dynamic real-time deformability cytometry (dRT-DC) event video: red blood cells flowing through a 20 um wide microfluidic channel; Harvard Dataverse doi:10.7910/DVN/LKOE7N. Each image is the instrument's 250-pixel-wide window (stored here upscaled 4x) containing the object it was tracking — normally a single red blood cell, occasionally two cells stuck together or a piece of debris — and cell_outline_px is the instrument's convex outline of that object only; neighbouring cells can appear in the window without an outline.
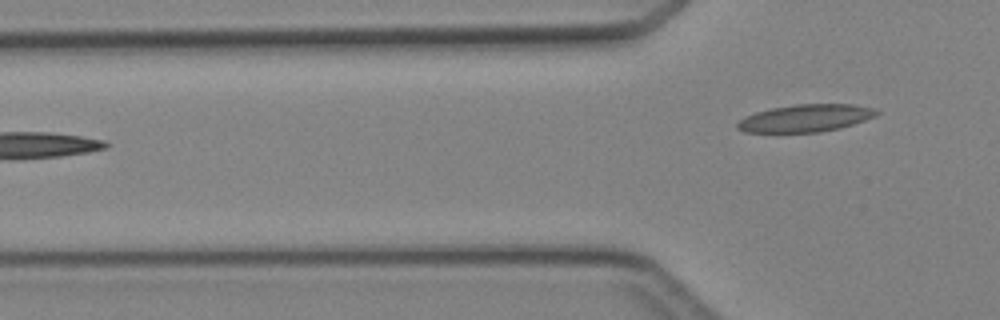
{"species": "Egyptian fruit bat (a non-hibernating species)", "species_latin": "Rousettus aegyptiacus", "temperature_condition": "cold", "stored_images_in_passage": 4, "camera_frame_rate_fps": 3000, "um_per_image_px": 0.085, "animal": {"sex": "female"}, "frame": {"image": 1, "passage_image": 4, "time_ms": 3.667, "image_size_px": [1000, 320], "cell_outline_px": [[880, 112], [876, 116], [840, 128], [820, 132], [744, 132], [736, 128], [736, 124], [744, 116], [756, 112], [772, 108], [796, 104], [852, 104], [872, 108]], "centroid_in_image_um": [68.45, 10.04], "position_along_channel_um": 57.4, "area_um2": 22.14}}